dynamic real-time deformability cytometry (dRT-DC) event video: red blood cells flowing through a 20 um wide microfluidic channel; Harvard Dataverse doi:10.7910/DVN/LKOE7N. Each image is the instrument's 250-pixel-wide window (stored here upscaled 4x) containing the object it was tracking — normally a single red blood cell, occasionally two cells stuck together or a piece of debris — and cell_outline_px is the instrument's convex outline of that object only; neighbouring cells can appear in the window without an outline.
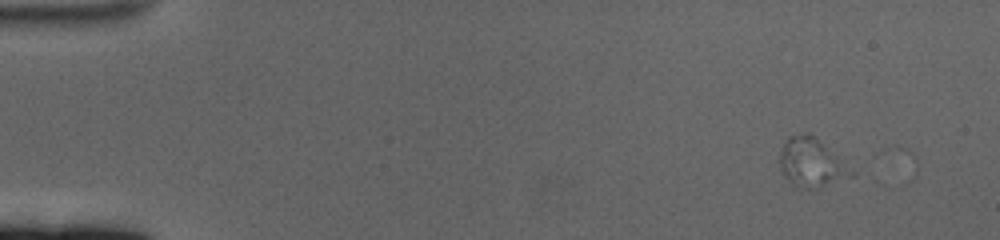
{"species": "human", "species_latin": "Homo sapiens", "temperature_condition": "cold", "stored_images_in_passage": 5, "camera_frame_rate_fps": 3000, "um_per_image_px": 0.085, "donor": {"sex": "female"}, "frame": {"image": 1, "passage_image": 3, "time_ms": 0.667, "image_size_px": [1000, 240], "cell_outline_px": [[856, 176], [812, 188], [796, 188], [784, 176], [780, 168], [780, 152], [788, 136], [808, 132], [856, 172]], "centroid_in_image_um": [68.96, 13.84], "position_along_channel_um": 16.0, "area_um2": 19.94}}